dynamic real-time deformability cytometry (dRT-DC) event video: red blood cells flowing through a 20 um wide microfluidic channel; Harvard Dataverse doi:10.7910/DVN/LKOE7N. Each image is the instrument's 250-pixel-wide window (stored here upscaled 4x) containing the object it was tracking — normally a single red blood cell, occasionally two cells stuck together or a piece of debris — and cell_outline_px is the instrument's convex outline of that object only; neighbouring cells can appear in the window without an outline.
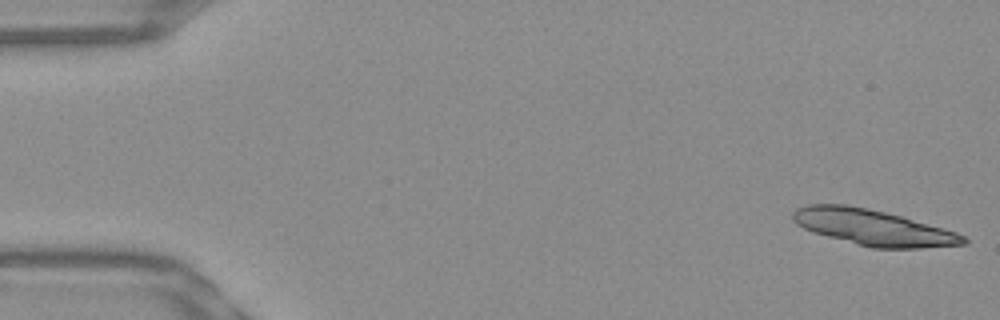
{"species": "Egyptian fruit bat (a non-hibernating species)", "species_latin": "Rousettus aegyptiacus", "temperature_condition": "warm", "stored_images_in_passage": 53, "segment_of_instrument_passage": [1, 2], "camera_frame_rate_fps": 3000, "um_per_image_px": 0.085, "frame": {"image": 1, "passage_image": 1, "time_ms": 0.0, "image_size_px": [1000, 320], "cell_outline_px": [[968, 244], [920, 248], [872, 248], [856, 244], [812, 232], [796, 224], [792, 220], [792, 212], [796, 208], [808, 204], [848, 204], [868, 208], [900, 216], [944, 228], [956, 232], [964, 236], [968, 240]], "centroid_in_image_um": [74.18, 19.33], "position_along_channel_um": 10.8, "area_um2": 35.6}}